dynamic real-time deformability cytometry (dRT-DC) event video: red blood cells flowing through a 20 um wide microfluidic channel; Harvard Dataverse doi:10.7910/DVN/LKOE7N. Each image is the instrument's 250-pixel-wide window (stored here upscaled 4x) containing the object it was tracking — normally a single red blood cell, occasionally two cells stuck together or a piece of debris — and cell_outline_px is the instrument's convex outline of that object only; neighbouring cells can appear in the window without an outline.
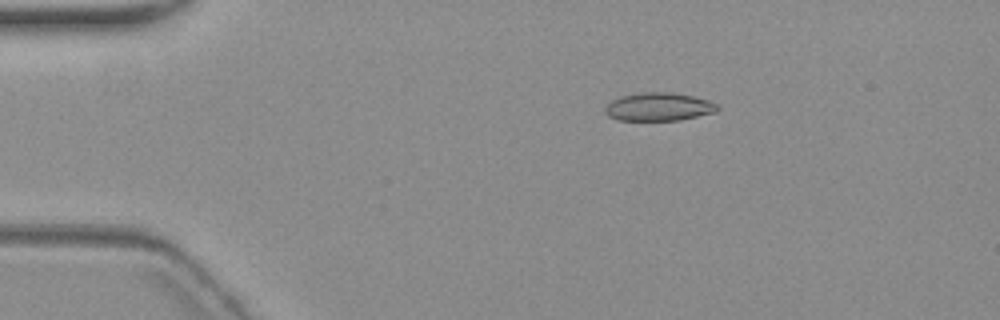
{"species": "common noctule bat (a hibernating species)", "species_latin": "Nyctalus noctula", "temperature_condition": "warm", "stored_images_in_passage": 3, "camera_frame_rate_fps": 3000, "um_per_image_px": 0.085, "animal": {"sex": "female", "body_mass_g": 19.3, "forearm_length_mm": 54.1}, "frame": {"image": 1, "passage_image": 1, "time_ms": 0.0, "image_size_px": [1000, 320], "cell_outline_px": [[720, 108], [716, 112], [680, 120], [620, 120], [608, 116], [604, 112], [604, 108], [612, 100], [620, 96], [640, 92], [668, 92], [692, 96], [708, 100], [720, 104]], "centroid_in_image_um": [56.01, 9.07], "position_along_channel_um": 29.0, "area_um2": 18.55}}